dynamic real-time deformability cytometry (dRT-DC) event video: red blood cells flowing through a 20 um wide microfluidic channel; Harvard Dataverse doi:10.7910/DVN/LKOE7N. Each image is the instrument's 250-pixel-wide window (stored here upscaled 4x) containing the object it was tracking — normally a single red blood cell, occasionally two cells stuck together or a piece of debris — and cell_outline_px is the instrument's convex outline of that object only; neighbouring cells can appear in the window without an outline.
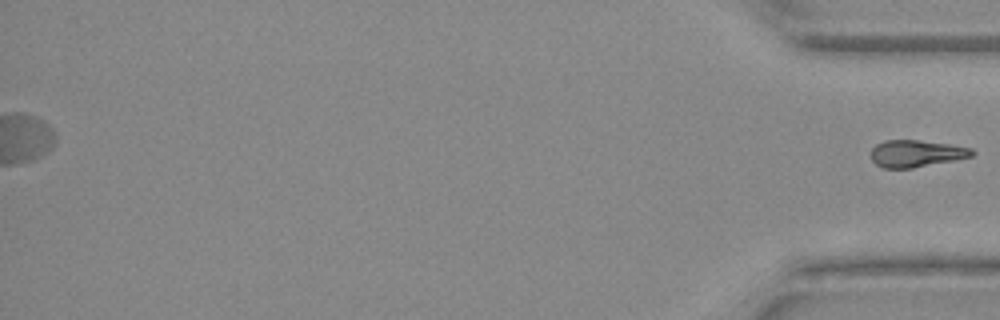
{"species": "Egyptian fruit bat (a non-hibernating species)", "species_latin": "Rousettus aegyptiacus", "temperature_condition": "warm", "stored_images_in_passage": 32, "segment_of_instrument_passage": [2, 2], "camera_frame_rate_fps": 3000, "um_per_image_px": 0.085, "animal": {"sex": "female"}, "frame": {"image": 1, "passage_image": 32, "time_ms": 10.333, "image_size_px": [1000, 320], "cell_outline_px": [[976, 152], [972, 156], [912, 168], [884, 168], [876, 164], [872, 160], [872, 148], [876, 144], [884, 140], [916, 140], [948, 144], [972, 148]], "centroid_in_image_um": [77.86, 13.04], "position_along_channel_um": 357.3, "area_um2": 15.66}}